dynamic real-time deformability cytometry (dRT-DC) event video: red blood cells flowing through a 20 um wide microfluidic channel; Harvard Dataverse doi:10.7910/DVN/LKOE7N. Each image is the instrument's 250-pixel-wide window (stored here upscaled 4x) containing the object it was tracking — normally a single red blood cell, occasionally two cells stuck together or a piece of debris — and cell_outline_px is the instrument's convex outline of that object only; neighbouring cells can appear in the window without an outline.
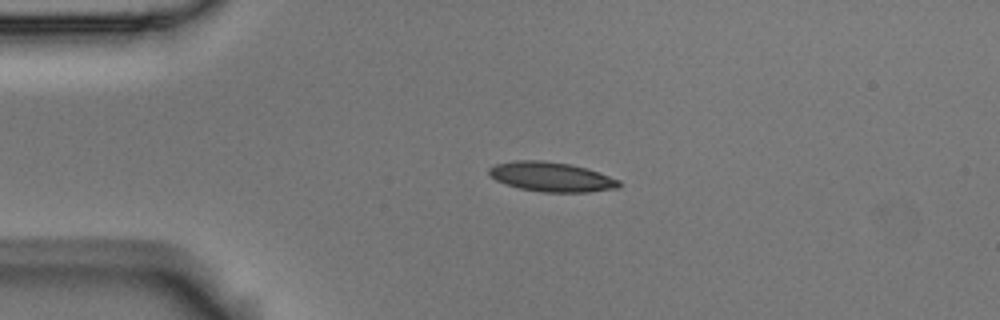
{"species": "Egyptian fruit bat (a non-hibernating species)", "species_latin": "Rousettus aegyptiacus", "temperature_condition": "room temperature", "stored_images_in_passage": 3, "camera_frame_rate_fps": 3000, "um_per_image_px": 0.085, "animal": {"sex": "male"}, "frame": {"image": 1, "passage_image": 2, "time_ms": 0.333, "image_size_px": [1000, 320], "cell_outline_px": [[620, 188], [588, 192], [544, 192], [520, 188], [496, 180], [488, 172], [488, 168], [496, 164], [516, 160], [544, 160], [572, 164], [588, 168], [620, 180]], "centroid_in_image_um": [46.91, 15.02], "position_along_channel_um": 38.1, "area_um2": 22.43}}